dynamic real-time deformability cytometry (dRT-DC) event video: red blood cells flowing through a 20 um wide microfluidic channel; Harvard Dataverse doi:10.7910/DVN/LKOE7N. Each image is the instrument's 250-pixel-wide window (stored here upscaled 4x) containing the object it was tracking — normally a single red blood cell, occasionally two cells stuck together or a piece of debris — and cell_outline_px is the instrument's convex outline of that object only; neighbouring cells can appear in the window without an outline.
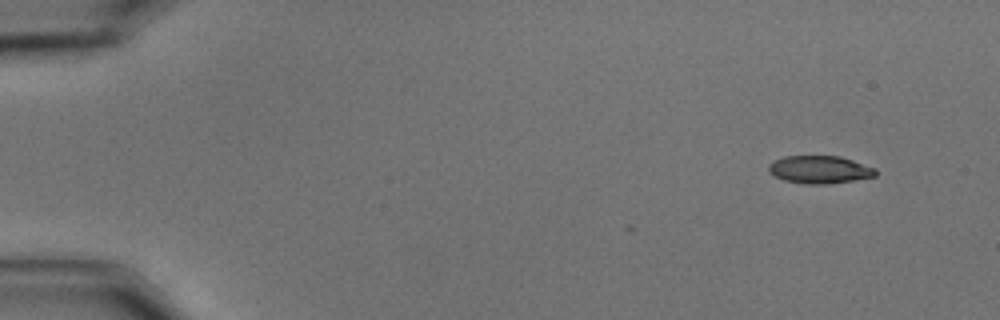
{"species": "common noctule bat (a hibernating species)", "species_latin": "Nyctalus noctula", "temperature_condition": "cold", "stored_images_in_passage": 5, "camera_frame_rate_fps": 3000, "um_per_image_px": 0.085, "animal": {"sex": "male", "body_mass_g": 15.6}, "frame": {"image": 1, "passage_image": 1, "time_ms": 0.0, "image_size_px": [1000, 320], "cell_outline_px": [[876, 176], [852, 180], [824, 184], [808, 184], [784, 180], [768, 172], [768, 164], [784, 156], [840, 156], [876, 168]], "centroid_in_image_um": [69.66, 14.41], "position_along_channel_um": 15.3, "area_um2": 17.11}}